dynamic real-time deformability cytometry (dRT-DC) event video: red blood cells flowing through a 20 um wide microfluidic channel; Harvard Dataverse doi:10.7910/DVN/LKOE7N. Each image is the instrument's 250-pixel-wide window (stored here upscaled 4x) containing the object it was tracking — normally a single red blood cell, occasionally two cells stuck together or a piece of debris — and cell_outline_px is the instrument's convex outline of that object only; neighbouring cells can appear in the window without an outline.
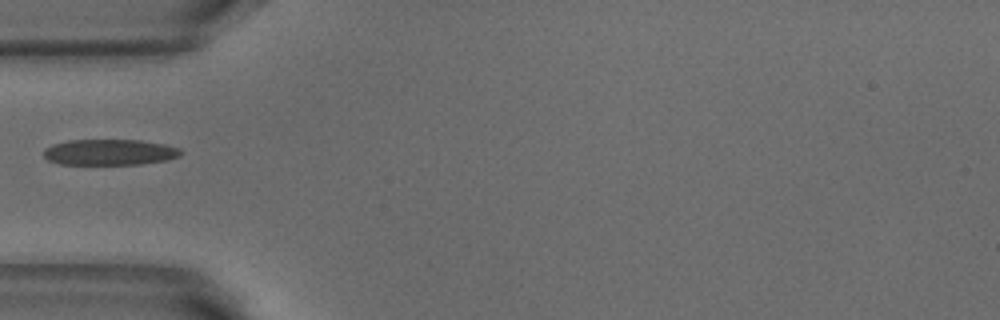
{"species": "common noctule bat (a hibernating species)", "species_latin": "Nyctalus noctula", "temperature_condition": "warm", "stored_images_in_passage": 36, "camera_frame_rate_fps": 3000, "um_per_image_px": 0.085, "animal": {"sex": "male", "body_mass_g": 18.8}, "frame": {"image": 1, "passage_image": 1, "time_ms": 0.0, "image_size_px": [1000, 320], "cell_outline_px": [[184, 152], [180, 156], [168, 160], [140, 164], [60, 164], [48, 160], [44, 156], [44, 148], [52, 144], [68, 140], [140, 140], [164, 144], [180, 148]], "centroid_in_image_um": [9.34, 12.93], "position_along_channel_um": 75.7, "area_um2": 20.81}}
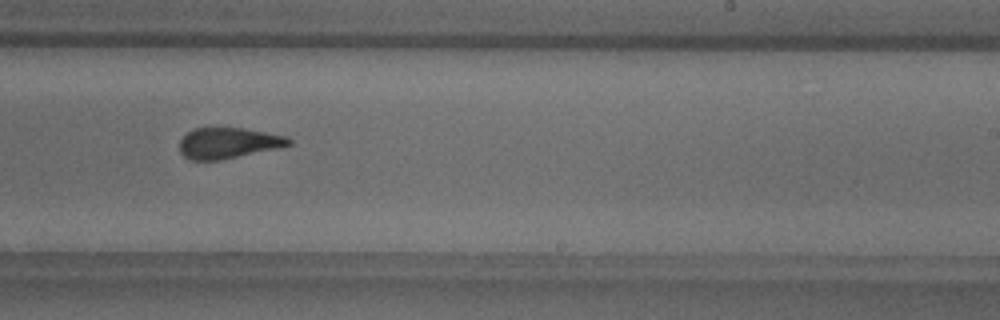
{"frame": {"image": 2, "passage_image": 16, "time_ms": 5.0, "image_size_px": [1000, 320], "cell_outline_px": [[292, 144], [284, 148], [220, 160], [192, 160], [184, 156], [180, 152], [180, 140], [192, 128], [216, 124], [244, 128], [288, 136], [292, 140]], "centroid_in_image_um": [19.44, 12.11], "position_along_channel_um": 269.6, "area_um2": 20.69}}
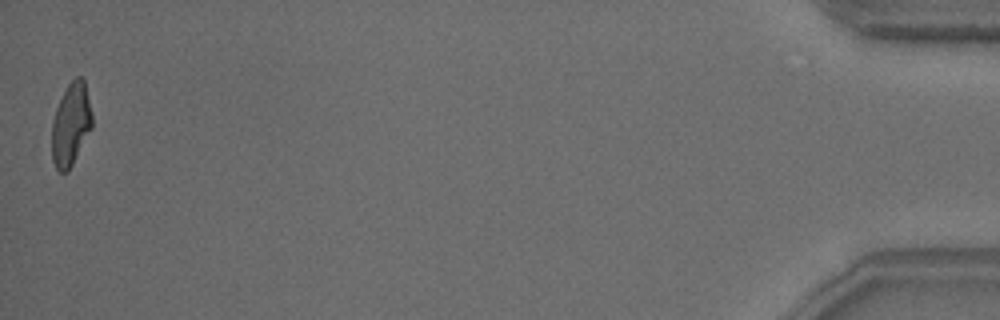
{"frame": {"image": 3, "passage_image": 36, "time_ms": 11.667, "image_size_px": [1000, 320], "cell_outline_px": [[92, 128], [68, 172], [60, 172], [56, 168], [52, 160], [52, 120], [56, 108], [68, 84], [76, 76], [80, 76], [84, 80], [92, 112]], "centroid_in_image_um": [6.03, 10.58], "position_along_channel_um": 429.2, "area_um2": 19.36}}